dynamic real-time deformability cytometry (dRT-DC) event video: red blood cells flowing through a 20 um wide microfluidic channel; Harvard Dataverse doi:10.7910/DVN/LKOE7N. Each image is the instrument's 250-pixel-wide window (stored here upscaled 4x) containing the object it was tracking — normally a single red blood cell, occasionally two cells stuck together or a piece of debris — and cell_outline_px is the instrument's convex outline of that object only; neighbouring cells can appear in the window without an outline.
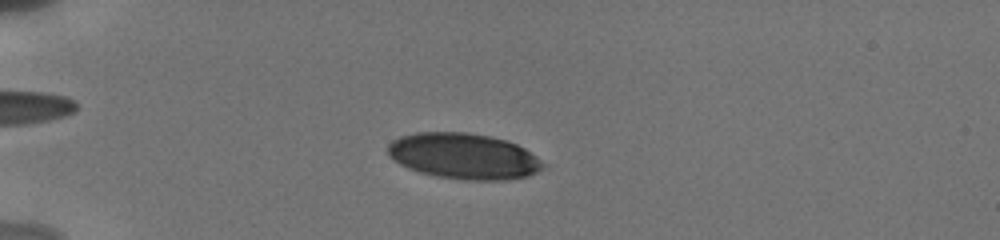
{"species": "human", "species_latin": "Homo sapiens", "temperature_condition": "cold", "stored_images_in_passage": 65, "camera_frame_rate_fps": 3000, "um_per_image_px": 0.085, "donor": {"sex": "male"}, "frame": {"image": 1, "passage_image": 20, "time_ms": 4.667, "image_size_px": [1000, 240], "cell_outline_px": [[548, 164], [544, 168], [528, 176], [504, 180], [468, 180], [436, 176], [420, 172], [408, 168], [392, 160], [388, 152], [388, 144], [392, 140], [400, 136], [416, 132], [468, 132], [508, 140], [524, 148]], "centroid_in_image_um": [39.43, 13.27], "position_along_channel_um": 45.6, "area_um2": 41.67}}
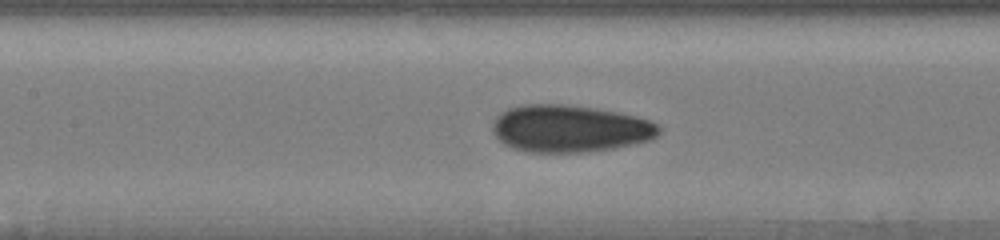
{"frame": {"image": 2, "passage_image": 31, "time_ms": 8.667, "image_size_px": [1000, 240], "cell_outline_px": [[660, 132], [652, 140], [612, 148], [588, 152], [528, 152], [512, 148], [504, 144], [492, 132], [492, 124], [496, 116], [500, 112], [508, 108], [520, 104], [568, 104], [596, 108], [636, 116], [652, 120], [660, 124]], "centroid_in_image_um": [48.43, 10.92], "position_along_channel_um": 159.0, "area_um2": 46.24}}
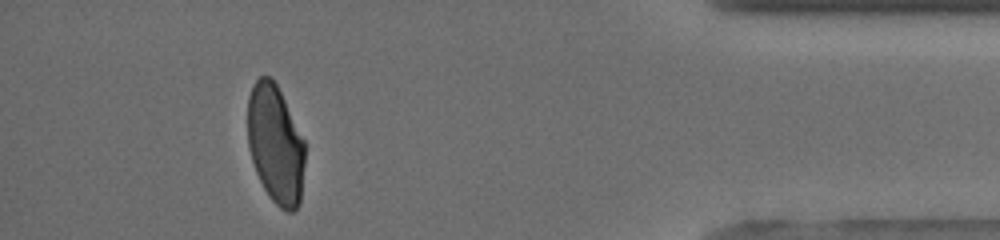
{"frame": {"image": 3, "passage_image": 59, "time_ms": 16.333, "image_size_px": [1000, 240], "cell_outline_px": [[304, 164], [300, 204], [292, 212], [288, 212], [280, 208], [268, 196], [256, 172], [252, 160], [248, 144], [248, 96], [252, 84], [260, 76], [268, 76], [276, 84], [304, 140]], "centroid_in_image_um": [23.4, 12.28], "position_along_channel_um": 411.8, "area_um2": 39.36}, "authors_computed_cell_mechanics": {"area_um2": 41.6738, "velocity_mm_per_s": 3.8444, "shape_relaxation_time_tau1_ms": 5.4961, "shape_relaxation_time_tau2_ms": 0.964, "deformation_change_tau1": 0.1527, "deformation_change_tau2": 0.0529}}